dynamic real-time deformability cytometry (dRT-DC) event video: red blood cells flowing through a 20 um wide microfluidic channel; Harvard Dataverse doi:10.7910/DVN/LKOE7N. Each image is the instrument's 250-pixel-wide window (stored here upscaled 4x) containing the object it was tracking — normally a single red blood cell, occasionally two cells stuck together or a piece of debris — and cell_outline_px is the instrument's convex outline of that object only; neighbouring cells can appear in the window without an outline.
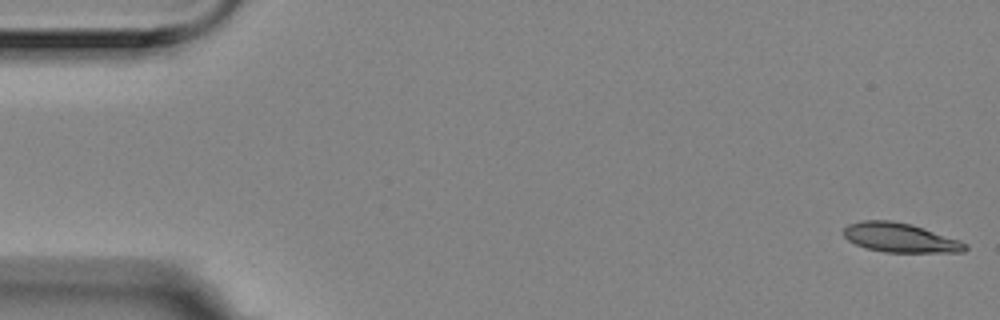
{"species": "Egyptian fruit bat (a non-hibernating species)", "species_latin": "Rousettus aegyptiacus", "temperature_condition": "room temperature", "stored_images_in_passage": 57, "camera_frame_rate_fps": 3000, "um_per_image_px": 0.085, "animal": {"sex": "female"}, "frame": {"image": 1, "passage_image": 1, "time_ms": 0.0, "image_size_px": [1000, 320], "cell_outline_px": [[968, 248], [964, 252], [884, 252], [864, 248], [848, 240], [844, 236], [844, 228], [848, 224], [864, 220], [892, 220], [912, 224], [960, 240], [968, 244]], "centroid_in_image_um": [76.52, 20.2], "position_along_channel_um": 8.5, "area_um2": 20.87}}
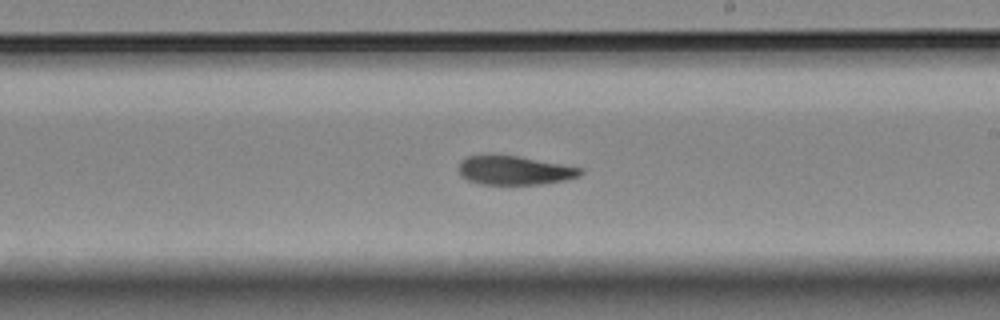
{"frame": {"image": 2, "passage_image": 32, "time_ms": 10.333, "image_size_px": [1000, 320], "cell_outline_px": [[584, 172], [580, 176], [564, 180], [540, 184], [480, 184], [468, 180], [460, 176], [460, 160], [468, 156], [492, 152], [516, 156], [584, 168]], "centroid_in_image_um": [43.7, 14.45], "position_along_channel_um": 245.3, "area_um2": 20.87}}
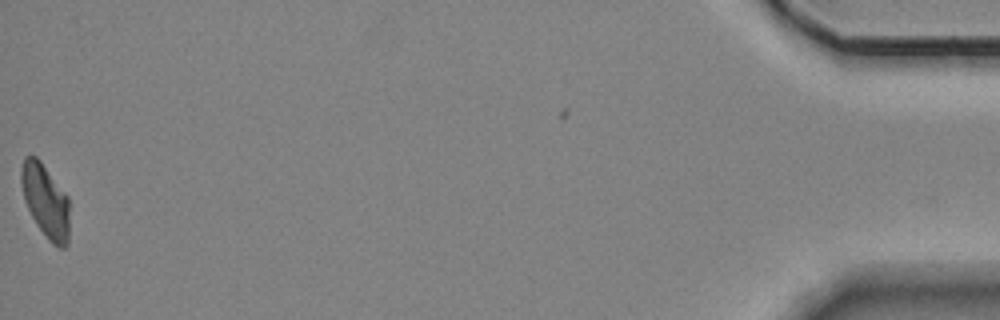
{"frame": {"image": 3, "passage_image": 56, "time_ms": 18.333, "image_size_px": [1000, 320], "cell_outline_px": [[68, 244], [64, 248], [60, 248], [52, 244], [48, 240], [36, 224], [24, 200], [20, 180], [20, 168], [24, 156], [36, 156], [40, 160], [68, 196]], "centroid_in_image_um": [3.85, 17.06], "position_along_channel_um": 431.4, "area_um2": 20.69}, "authors_computed_cell_mechanics": {"area_um2": 21.1548, "velocity_mm_per_s": 3.5371, "shape_relaxation_time_tau1_ms": 6.7082, "shape_relaxation_time_tau2_ms": 2.7919, "deformation_change_tau1": 0.1882, "deformation_change_tau2": 0.0974}}